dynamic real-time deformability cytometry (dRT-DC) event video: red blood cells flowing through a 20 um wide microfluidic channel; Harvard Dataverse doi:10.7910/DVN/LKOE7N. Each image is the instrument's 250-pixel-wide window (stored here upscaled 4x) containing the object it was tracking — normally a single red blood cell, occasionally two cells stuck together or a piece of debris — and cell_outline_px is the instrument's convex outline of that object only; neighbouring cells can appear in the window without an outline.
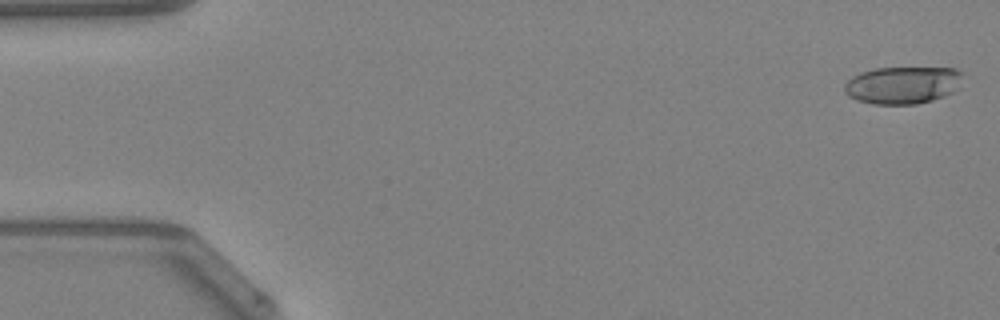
{"species": "Egyptian fruit bat (a non-hibernating species)", "species_latin": "Rousettus aegyptiacus", "temperature_condition": "warm", "stored_images_in_passage": 48, "camera_frame_rate_fps": 3000, "um_per_image_px": 0.085, "animal": {"sex": "female"}, "frame": {"image": 1, "passage_image": 1, "time_ms": 0.0, "image_size_px": [1000, 320], "cell_outline_px": [[960, 88], [944, 96], [932, 100], [916, 104], [872, 104], [856, 100], [848, 96], [844, 92], [844, 84], [852, 76], [860, 72], [876, 68], [956, 68], [960, 72]], "centroid_in_image_um": [76.69, 7.24], "position_along_channel_um": 8.3, "area_um2": 25.84}}
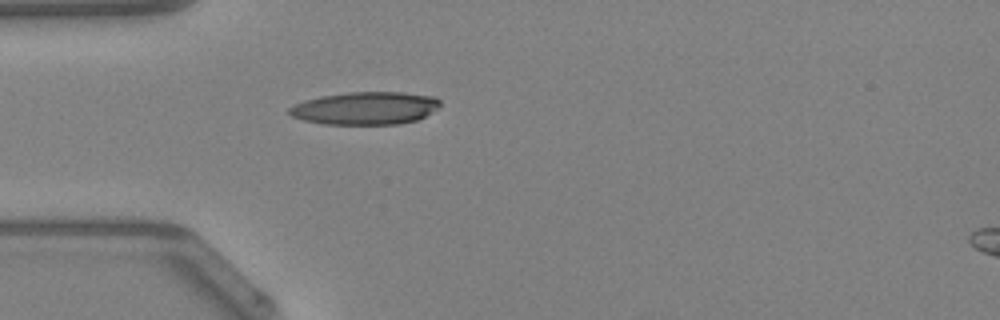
{"frame": {"image": 2, "passage_image": 14, "time_ms": 4.333, "image_size_px": [1000, 320], "cell_outline_px": [[440, 104], [436, 108], [424, 116], [416, 120], [396, 124], [324, 124], [304, 120], [292, 116], [288, 112], [288, 108], [304, 100], [320, 96], [348, 92], [404, 92], [436, 96], [440, 100]], "centroid_in_image_um": [31.05, 9.18], "position_along_channel_um": 54.0, "area_um2": 28.73}}
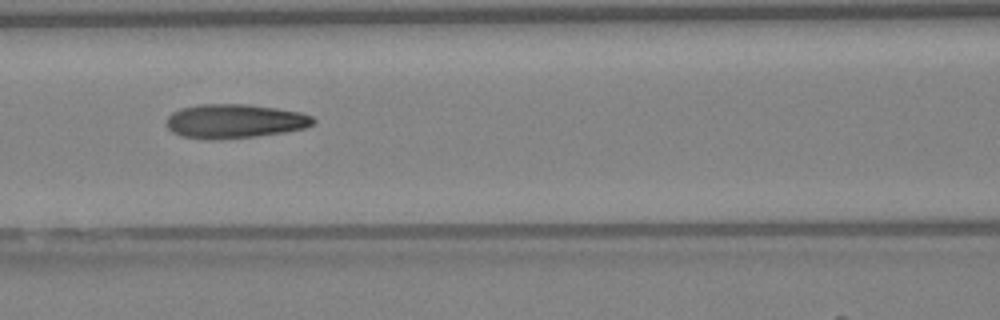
{"frame": {"image": 3, "passage_image": 21, "time_ms": 6.667, "image_size_px": [1000, 320], "cell_outline_px": [[316, 120], [312, 124], [304, 128], [284, 132], [256, 136], [212, 140], [208, 140], [180, 136], [172, 132], [168, 128], [168, 116], [172, 112], [180, 108], [200, 104], [248, 104], [276, 108], [300, 112], [312, 116]], "centroid_in_image_um": [19.92, 10.3], "position_along_channel_um": 146.7, "area_um2": 29.19}, "authors_computed_cell_mechanics": {"area_um2": 27.8885, "velocity_mm_per_s": 4.2755, "shape_relaxation_time_tau1_ms": 9.5541, "shape_relaxation_time_tau2_ms": 1.9915, "deformation_change_tau1": 0.3135, "deformation_change_tau2": 0.1141}}